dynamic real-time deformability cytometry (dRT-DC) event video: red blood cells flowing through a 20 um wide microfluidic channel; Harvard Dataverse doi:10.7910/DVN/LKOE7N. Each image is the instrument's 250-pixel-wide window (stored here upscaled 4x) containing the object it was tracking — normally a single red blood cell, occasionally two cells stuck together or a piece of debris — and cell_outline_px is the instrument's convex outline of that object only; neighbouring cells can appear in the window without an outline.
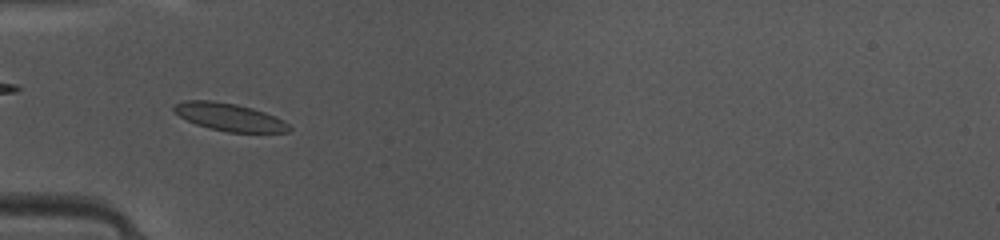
{"species": "common noctule bat (a hibernating species)", "species_latin": "Nyctalus noctula", "temperature_condition": "warm", "stored_images_in_passage": 34, "camera_frame_rate_fps": 3000, "um_per_image_px": 0.085, "animal": {"sex": "female", "body_mass_g": 10.0, "forearm_length_mm": 53.1}, "frame": {"image": 1, "passage_image": 2, "time_ms": 0.333, "image_size_px": [1000, 240], "cell_outline_px": [[292, 128], [288, 132], [228, 132], [196, 124], [172, 112], [172, 108], [176, 104], [184, 100], [212, 100], [236, 104], [252, 108], [276, 116], [284, 120]], "centroid_in_image_um": [19.5, 9.94], "position_along_channel_um": 65.5, "area_um2": 18.5}}
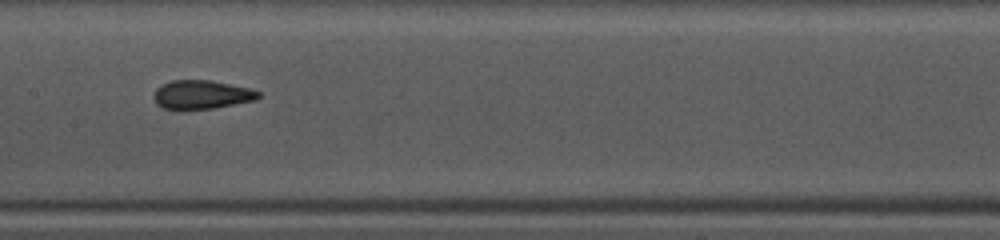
{"frame": {"image": 2, "passage_image": 11, "time_ms": 3.333, "image_size_px": [1000, 240], "cell_outline_px": [[260, 96], [256, 100], [212, 108], [160, 108], [156, 104], [156, 88], [160, 84], [172, 80], [212, 80], [248, 88], [260, 92]], "centroid_in_image_um": [17.15, 8.02], "position_along_channel_um": 190.2, "area_um2": 17.17}}
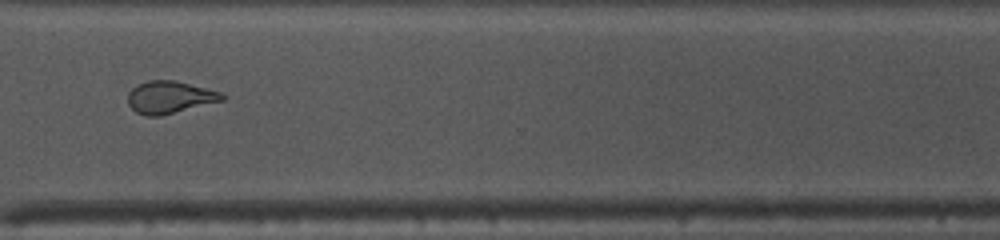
{"frame": {"image": 3, "passage_image": 23, "time_ms": 7.333, "image_size_px": [1000, 240], "cell_outline_px": [[228, 96], [224, 100], [160, 116], [144, 116], [136, 112], [128, 104], [128, 92], [136, 84], [148, 80], [176, 80], [220, 92]], "centroid_in_image_um": [14.41, 8.26], "position_along_channel_um": 356.2, "area_um2": 17.86}, "authors_computed_cell_mechanics": {"area_um2": 17.8602, "velocity_mm_per_s": 4.1612, "shape_relaxation_time_tau1_ms": null, "shape_relaxation_time_tau2_ms": 1.1234, "deformation_change_tau1": null, "deformation_change_tau2": 0.0797}}